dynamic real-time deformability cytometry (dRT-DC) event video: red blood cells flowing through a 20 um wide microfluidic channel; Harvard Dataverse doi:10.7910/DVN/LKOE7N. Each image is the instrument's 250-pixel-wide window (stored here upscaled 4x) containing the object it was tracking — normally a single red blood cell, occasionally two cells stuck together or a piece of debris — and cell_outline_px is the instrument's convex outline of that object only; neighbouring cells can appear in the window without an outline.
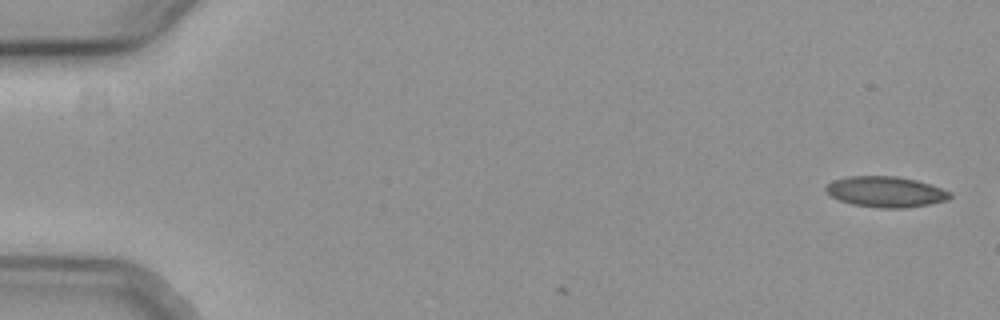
{"species": "common noctule bat (a hibernating species)", "species_latin": "Nyctalus noctula", "temperature_condition": "cold", "stored_images_in_passage": 2, "camera_frame_rate_fps": 3000, "um_per_image_px": 0.085, "animal": {"sex": "female", "body_mass_g": 19.3, "forearm_length_mm": 54.1}, "frame": {"image": 1, "passage_image": 2, "time_ms": 0.333, "image_size_px": [1000, 320], "cell_outline_px": [[952, 196], [948, 200], [928, 204], [904, 208], [880, 208], [852, 204], [840, 200], [832, 196], [824, 188], [832, 180], [848, 176], [896, 176], [916, 180], [952, 192]], "centroid_in_image_um": [75.29, 16.3], "position_along_channel_um": 9.7, "area_um2": 22.08}}